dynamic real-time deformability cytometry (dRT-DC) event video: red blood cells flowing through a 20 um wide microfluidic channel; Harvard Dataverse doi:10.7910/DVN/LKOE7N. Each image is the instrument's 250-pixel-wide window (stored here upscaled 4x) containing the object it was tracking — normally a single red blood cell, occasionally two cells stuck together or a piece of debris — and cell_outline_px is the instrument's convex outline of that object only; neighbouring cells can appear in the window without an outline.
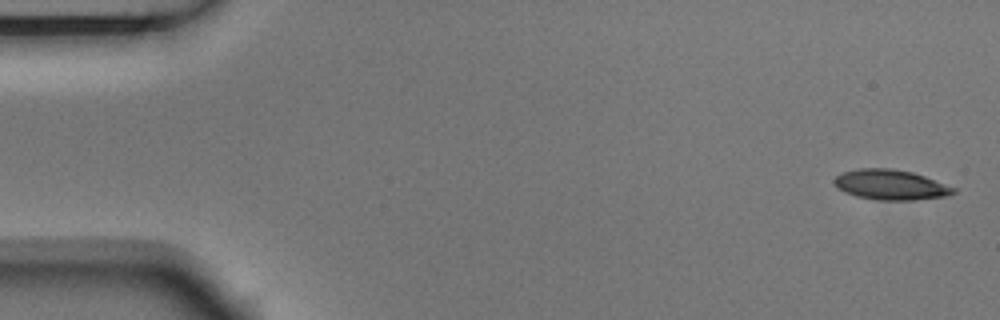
{"species": "Egyptian fruit bat (a non-hibernating species)", "species_latin": "Rousettus aegyptiacus", "temperature_condition": "room temperature", "stored_images_in_passage": 5, "camera_frame_rate_fps": 3000, "um_per_image_px": 0.085, "animal": {"sex": "male"}, "frame": {"image": 1, "passage_image": 1, "time_ms": 0.0, "image_size_px": [1000, 320], "cell_outline_px": [[956, 192], [948, 196], [916, 200], [876, 200], [856, 196], [840, 188], [832, 180], [840, 172], [860, 168], [888, 168], [912, 172], [924, 176], [956, 188]], "centroid_in_image_um": [75.72, 15.7], "position_along_channel_um": 9.3, "area_um2": 20.87}}
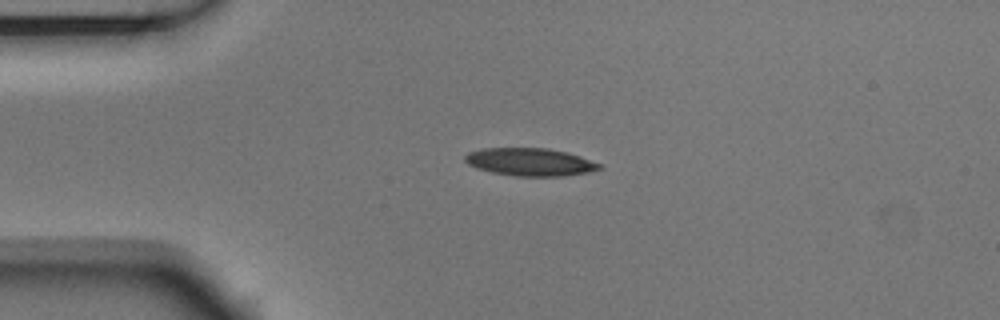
{"frame": {"image": 2, "passage_image": 4, "time_ms": 1.0, "image_size_px": [1000, 320], "cell_outline_px": [[604, 168], [584, 172], [560, 176], [516, 176], [492, 172], [476, 168], [468, 164], [464, 160], [464, 156], [468, 152], [484, 148], [548, 148], [568, 152], [604, 164]], "centroid_in_image_um": [45.06, 13.76], "position_along_channel_um": 39.9, "area_um2": 21.79}}